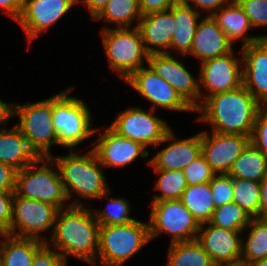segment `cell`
I'll return each instance as SVG.
<instances>
[{"instance_id": "obj_1", "label": "cell", "mask_w": 267, "mask_h": 266, "mask_svg": "<svg viewBox=\"0 0 267 266\" xmlns=\"http://www.w3.org/2000/svg\"><path fill=\"white\" fill-rule=\"evenodd\" d=\"M100 224L90 206H69L57 214L51 238L46 242L68 264L75 258L94 266L97 261Z\"/></svg>"}, {"instance_id": "obj_2", "label": "cell", "mask_w": 267, "mask_h": 266, "mask_svg": "<svg viewBox=\"0 0 267 266\" xmlns=\"http://www.w3.org/2000/svg\"><path fill=\"white\" fill-rule=\"evenodd\" d=\"M262 107L242 85L207 97L195 110V115L200 124H209L210 131L251 138L257 114Z\"/></svg>"}, {"instance_id": "obj_3", "label": "cell", "mask_w": 267, "mask_h": 266, "mask_svg": "<svg viewBox=\"0 0 267 266\" xmlns=\"http://www.w3.org/2000/svg\"><path fill=\"white\" fill-rule=\"evenodd\" d=\"M68 150L65 155H52L71 206H88L86 201L97 200L111 190L105 169L93 149ZM82 152V154L80 153ZM84 153V154H83ZM74 195V196H73ZM76 195V196H75ZM86 200V201H85Z\"/></svg>"}, {"instance_id": "obj_4", "label": "cell", "mask_w": 267, "mask_h": 266, "mask_svg": "<svg viewBox=\"0 0 267 266\" xmlns=\"http://www.w3.org/2000/svg\"><path fill=\"white\" fill-rule=\"evenodd\" d=\"M74 90V86H69L53 95L52 121L58 144L69 150L91 140L97 128L93 127V112L88 104L78 96L70 95Z\"/></svg>"}, {"instance_id": "obj_5", "label": "cell", "mask_w": 267, "mask_h": 266, "mask_svg": "<svg viewBox=\"0 0 267 266\" xmlns=\"http://www.w3.org/2000/svg\"><path fill=\"white\" fill-rule=\"evenodd\" d=\"M150 241L147 221L136 219L123 225L100 226L97 261L94 266H123Z\"/></svg>"}, {"instance_id": "obj_6", "label": "cell", "mask_w": 267, "mask_h": 266, "mask_svg": "<svg viewBox=\"0 0 267 266\" xmlns=\"http://www.w3.org/2000/svg\"><path fill=\"white\" fill-rule=\"evenodd\" d=\"M99 36L107 66L123 83L147 65L149 54L137 27L99 30Z\"/></svg>"}, {"instance_id": "obj_7", "label": "cell", "mask_w": 267, "mask_h": 266, "mask_svg": "<svg viewBox=\"0 0 267 266\" xmlns=\"http://www.w3.org/2000/svg\"><path fill=\"white\" fill-rule=\"evenodd\" d=\"M14 194L47 202L59 209L71 206L58 167L51 157L18 171Z\"/></svg>"}, {"instance_id": "obj_8", "label": "cell", "mask_w": 267, "mask_h": 266, "mask_svg": "<svg viewBox=\"0 0 267 266\" xmlns=\"http://www.w3.org/2000/svg\"><path fill=\"white\" fill-rule=\"evenodd\" d=\"M52 115L53 96L34 103L10 102V119L17 117L14 124L44 157H51V147L59 146Z\"/></svg>"}, {"instance_id": "obj_9", "label": "cell", "mask_w": 267, "mask_h": 266, "mask_svg": "<svg viewBox=\"0 0 267 266\" xmlns=\"http://www.w3.org/2000/svg\"><path fill=\"white\" fill-rule=\"evenodd\" d=\"M148 214L150 239L170 236L169 243L197 240L200 225L180 200L151 202Z\"/></svg>"}, {"instance_id": "obj_10", "label": "cell", "mask_w": 267, "mask_h": 266, "mask_svg": "<svg viewBox=\"0 0 267 266\" xmlns=\"http://www.w3.org/2000/svg\"><path fill=\"white\" fill-rule=\"evenodd\" d=\"M60 209L50 203L14 194L10 228L6 234L47 242L53 233ZM49 233L42 234V233ZM47 235V237H46Z\"/></svg>"}, {"instance_id": "obj_11", "label": "cell", "mask_w": 267, "mask_h": 266, "mask_svg": "<svg viewBox=\"0 0 267 266\" xmlns=\"http://www.w3.org/2000/svg\"><path fill=\"white\" fill-rule=\"evenodd\" d=\"M156 112L151 108L147 110L141 106H127L115 115L108 126L119 136L137 141L147 149H153L172 128L164 118L157 116Z\"/></svg>"}, {"instance_id": "obj_12", "label": "cell", "mask_w": 267, "mask_h": 266, "mask_svg": "<svg viewBox=\"0 0 267 266\" xmlns=\"http://www.w3.org/2000/svg\"><path fill=\"white\" fill-rule=\"evenodd\" d=\"M198 67L196 73L199 74L200 104L211 95L231 91L243 85L241 48L206 60Z\"/></svg>"}, {"instance_id": "obj_13", "label": "cell", "mask_w": 267, "mask_h": 266, "mask_svg": "<svg viewBox=\"0 0 267 266\" xmlns=\"http://www.w3.org/2000/svg\"><path fill=\"white\" fill-rule=\"evenodd\" d=\"M138 96L149 102V108L157 111L195 113L175 88L158 76L148 65L135 71L125 82Z\"/></svg>"}, {"instance_id": "obj_14", "label": "cell", "mask_w": 267, "mask_h": 266, "mask_svg": "<svg viewBox=\"0 0 267 266\" xmlns=\"http://www.w3.org/2000/svg\"><path fill=\"white\" fill-rule=\"evenodd\" d=\"M97 134L98 137H96ZM95 137L96 139L92 140L89 146L95 151L105 170L123 169L133 162L135 163L138 158L144 159V161L147 159L146 165H149L151 154L147 148L137 141L119 136L108 125L102 128L98 126L95 130Z\"/></svg>"}, {"instance_id": "obj_15", "label": "cell", "mask_w": 267, "mask_h": 266, "mask_svg": "<svg viewBox=\"0 0 267 266\" xmlns=\"http://www.w3.org/2000/svg\"><path fill=\"white\" fill-rule=\"evenodd\" d=\"M75 5L77 0H24L22 13L16 23L28 39V50L31 42L59 23Z\"/></svg>"}, {"instance_id": "obj_16", "label": "cell", "mask_w": 267, "mask_h": 266, "mask_svg": "<svg viewBox=\"0 0 267 266\" xmlns=\"http://www.w3.org/2000/svg\"><path fill=\"white\" fill-rule=\"evenodd\" d=\"M178 57V58H177ZM173 54H149L147 65L175 88L182 99L195 111L200 106L199 74L194 75L180 58Z\"/></svg>"}, {"instance_id": "obj_17", "label": "cell", "mask_w": 267, "mask_h": 266, "mask_svg": "<svg viewBox=\"0 0 267 266\" xmlns=\"http://www.w3.org/2000/svg\"><path fill=\"white\" fill-rule=\"evenodd\" d=\"M250 143V137L201 130V154L215 174H228L234 161Z\"/></svg>"}, {"instance_id": "obj_18", "label": "cell", "mask_w": 267, "mask_h": 266, "mask_svg": "<svg viewBox=\"0 0 267 266\" xmlns=\"http://www.w3.org/2000/svg\"><path fill=\"white\" fill-rule=\"evenodd\" d=\"M172 129L173 127L167 132L163 140L153 148L156 149L160 145H164L149 159L148 167L150 166L149 168L152 170H183L201 155V131L186 138H178Z\"/></svg>"}, {"instance_id": "obj_19", "label": "cell", "mask_w": 267, "mask_h": 266, "mask_svg": "<svg viewBox=\"0 0 267 266\" xmlns=\"http://www.w3.org/2000/svg\"><path fill=\"white\" fill-rule=\"evenodd\" d=\"M197 241L216 265L241 262L242 232L219 228L210 223L200 225Z\"/></svg>"}, {"instance_id": "obj_20", "label": "cell", "mask_w": 267, "mask_h": 266, "mask_svg": "<svg viewBox=\"0 0 267 266\" xmlns=\"http://www.w3.org/2000/svg\"><path fill=\"white\" fill-rule=\"evenodd\" d=\"M243 86L262 105L267 106V39L241 48Z\"/></svg>"}, {"instance_id": "obj_21", "label": "cell", "mask_w": 267, "mask_h": 266, "mask_svg": "<svg viewBox=\"0 0 267 266\" xmlns=\"http://www.w3.org/2000/svg\"><path fill=\"white\" fill-rule=\"evenodd\" d=\"M235 48L212 16H203L197 24L191 51L186 57L192 56L200 64L228 54Z\"/></svg>"}, {"instance_id": "obj_22", "label": "cell", "mask_w": 267, "mask_h": 266, "mask_svg": "<svg viewBox=\"0 0 267 266\" xmlns=\"http://www.w3.org/2000/svg\"><path fill=\"white\" fill-rule=\"evenodd\" d=\"M0 126V162L20 171L32 163L41 162L45 157L37 150L29 138L21 133L20 129Z\"/></svg>"}, {"instance_id": "obj_23", "label": "cell", "mask_w": 267, "mask_h": 266, "mask_svg": "<svg viewBox=\"0 0 267 266\" xmlns=\"http://www.w3.org/2000/svg\"><path fill=\"white\" fill-rule=\"evenodd\" d=\"M137 28L148 54L169 52L174 31L173 14L170 10L142 16Z\"/></svg>"}, {"instance_id": "obj_24", "label": "cell", "mask_w": 267, "mask_h": 266, "mask_svg": "<svg viewBox=\"0 0 267 266\" xmlns=\"http://www.w3.org/2000/svg\"><path fill=\"white\" fill-rule=\"evenodd\" d=\"M212 18L233 45L241 42L240 48L262 39V34L254 35L251 32L253 27L249 18L236 0H231L227 5L221 7L212 15ZM249 32L252 35L248 34Z\"/></svg>"}, {"instance_id": "obj_25", "label": "cell", "mask_w": 267, "mask_h": 266, "mask_svg": "<svg viewBox=\"0 0 267 266\" xmlns=\"http://www.w3.org/2000/svg\"><path fill=\"white\" fill-rule=\"evenodd\" d=\"M169 10L173 14L174 31L167 54L187 56L191 51L196 27L202 15L184 1L173 5Z\"/></svg>"}, {"instance_id": "obj_26", "label": "cell", "mask_w": 267, "mask_h": 266, "mask_svg": "<svg viewBox=\"0 0 267 266\" xmlns=\"http://www.w3.org/2000/svg\"><path fill=\"white\" fill-rule=\"evenodd\" d=\"M142 17L138 0H109L104 8L92 19L109 23L104 29L135 28ZM113 26H109V25Z\"/></svg>"}, {"instance_id": "obj_27", "label": "cell", "mask_w": 267, "mask_h": 266, "mask_svg": "<svg viewBox=\"0 0 267 266\" xmlns=\"http://www.w3.org/2000/svg\"><path fill=\"white\" fill-rule=\"evenodd\" d=\"M45 242L6 234L0 245V266H32L36 252Z\"/></svg>"}, {"instance_id": "obj_28", "label": "cell", "mask_w": 267, "mask_h": 266, "mask_svg": "<svg viewBox=\"0 0 267 266\" xmlns=\"http://www.w3.org/2000/svg\"><path fill=\"white\" fill-rule=\"evenodd\" d=\"M228 174L232 178L261 183L267 177V155L250 142L234 161Z\"/></svg>"}, {"instance_id": "obj_29", "label": "cell", "mask_w": 267, "mask_h": 266, "mask_svg": "<svg viewBox=\"0 0 267 266\" xmlns=\"http://www.w3.org/2000/svg\"><path fill=\"white\" fill-rule=\"evenodd\" d=\"M179 200L199 225L210 222L215 210L210 182L188 185Z\"/></svg>"}, {"instance_id": "obj_30", "label": "cell", "mask_w": 267, "mask_h": 266, "mask_svg": "<svg viewBox=\"0 0 267 266\" xmlns=\"http://www.w3.org/2000/svg\"><path fill=\"white\" fill-rule=\"evenodd\" d=\"M266 257L267 219L252 218L249 226L242 232L241 262L249 266L253 262Z\"/></svg>"}, {"instance_id": "obj_31", "label": "cell", "mask_w": 267, "mask_h": 266, "mask_svg": "<svg viewBox=\"0 0 267 266\" xmlns=\"http://www.w3.org/2000/svg\"><path fill=\"white\" fill-rule=\"evenodd\" d=\"M166 256L165 266H216L197 240L169 244Z\"/></svg>"}, {"instance_id": "obj_32", "label": "cell", "mask_w": 267, "mask_h": 266, "mask_svg": "<svg viewBox=\"0 0 267 266\" xmlns=\"http://www.w3.org/2000/svg\"><path fill=\"white\" fill-rule=\"evenodd\" d=\"M111 190L103 194L97 200H107L105 208L98 209L90 207L94 213L95 219L103 225H123L135 221L137 217H132L131 214V203L124 197H111Z\"/></svg>"}, {"instance_id": "obj_33", "label": "cell", "mask_w": 267, "mask_h": 266, "mask_svg": "<svg viewBox=\"0 0 267 266\" xmlns=\"http://www.w3.org/2000/svg\"><path fill=\"white\" fill-rule=\"evenodd\" d=\"M157 175L153 190L156 194L150 202L179 200L188 184L183 170H153ZM160 192V193H159Z\"/></svg>"}, {"instance_id": "obj_34", "label": "cell", "mask_w": 267, "mask_h": 266, "mask_svg": "<svg viewBox=\"0 0 267 266\" xmlns=\"http://www.w3.org/2000/svg\"><path fill=\"white\" fill-rule=\"evenodd\" d=\"M260 182L233 178V202L252 218H260Z\"/></svg>"}, {"instance_id": "obj_35", "label": "cell", "mask_w": 267, "mask_h": 266, "mask_svg": "<svg viewBox=\"0 0 267 266\" xmlns=\"http://www.w3.org/2000/svg\"><path fill=\"white\" fill-rule=\"evenodd\" d=\"M251 220L252 217L232 201L215 208L209 223L219 228L243 232Z\"/></svg>"}, {"instance_id": "obj_36", "label": "cell", "mask_w": 267, "mask_h": 266, "mask_svg": "<svg viewBox=\"0 0 267 266\" xmlns=\"http://www.w3.org/2000/svg\"><path fill=\"white\" fill-rule=\"evenodd\" d=\"M248 16L254 31L267 29V0H236ZM267 39V33L262 35Z\"/></svg>"}, {"instance_id": "obj_37", "label": "cell", "mask_w": 267, "mask_h": 266, "mask_svg": "<svg viewBox=\"0 0 267 266\" xmlns=\"http://www.w3.org/2000/svg\"><path fill=\"white\" fill-rule=\"evenodd\" d=\"M215 208L233 201V178L229 174H216L210 181Z\"/></svg>"}, {"instance_id": "obj_38", "label": "cell", "mask_w": 267, "mask_h": 266, "mask_svg": "<svg viewBox=\"0 0 267 266\" xmlns=\"http://www.w3.org/2000/svg\"><path fill=\"white\" fill-rule=\"evenodd\" d=\"M183 172L188 185L208 183L216 175L202 154L185 167Z\"/></svg>"}, {"instance_id": "obj_39", "label": "cell", "mask_w": 267, "mask_h": 266, "mask_svg": "<svg viewBox=\"0 0 267 266\" xmlns=\"http://www.w3.org/2000/svg\"><path fill=\"white\" fill-rule=\"evenodd\" d=\"M250 142L267 155V106H263L257 114Z\"/></svg>"}, {"instance_id": "obj_40", "label": "cell", "mask_w": 267, "mask_h": 266, "mask_svg": "<svg viewBox=\"0 0 267 266\" xmlns=\"http://www.w3.org/2000/svg\"><path fill=\"white\" fill-rule=\"evenodd\" d=\"M63 256L45 243L35 254L32 266H67Z\"/></svg>"}, {"instance_id": "obj_41", "label": "cell", "mask_w": 267, "mask_h": 266, "mask_svg": "<svg viewBox=\"0 0 267 266\" xmlns=\"http://www.w3.org/2000/svg\"><path fill=\"white\" fill-rule=\"evenodd\" d=\"M188 6L193 7L202 16H212L221 7L231 0H183Z\"/></svg>"}, {"instance_id": "obj_42", "label": "cell", "mask_w": 267, "mask_h": 266, "mask_svg": "<svg viewBox=\"0 0 267 266\" xmlns=\"http://www.w3.org/2000/svg\"><path fill=\"white\" fill-rule=\"evenodd\" d=\"M14 193L0 190V227L7 231L11 225Z\"/></svg>"}, {"instance_id": "obj_43", "label": "cell", "mask_w": 267, "mask_h": 266, "mask_svg": "<svg viewBox=\"0 0 267 266\" xmlns=\"http://www.w3.org/2000/svg\"><path fill=\"white\" fill-rule=\"evenodd\" d=\"M139 8L142 16L169 10L173 5H176L183 0H138Z\"/></svg>"}, {"instance_id": "obj_44", "label": "cell", "mask_w": 267, "mask_h": 266, "mask_svg": "<svg viewBox=\"0 0 267 266\" xmlns=\"http://www.w3.org/2000/svg\"><path fill=\"white\" fill-rule=\"evenodd\" d=\"M17 172L14 167L0 162V190L14 193Z\"/></svg>"}, {"instance_id": "obj_45", "label": "cell", "mask_w": 267, "mask_h": 266, "mask_svg": "<svg viewBox=\"0 0 267 266\" xmlns=\"http://www.w3.org/2000/svg\"><path fill=\"white\" fill-rule=\"evenodd\" d=\"M24 0H0V11L15 22L19 19Z\"/></svg>"}, {"instance_id": "obj_46", "label": "cell", "mask_w": 267, "mask_h": 266, "mask_svg": "<svg viewBox=\"0 0 267 266\" xmlns=\"http://www.w3.org/2000/svg\"><path fill=\"white\" fill-rule=\"evenodd\" d=\"M109 0H77V5L85 7L91 20L104 8Z\"/></svg>"}, {"instance_id": "obj_47", "label": "cell", "mask_w": 267, "mask_h": 266, "mask_svg": "<svg viewBox=\"0 0 267 266\" xmlns=\"http://www.w3.org/2000/svg\"><path fill=\"white\" fill-rule=\"evenodd\" d=\"M260 218L267 219V177L260 185Z\"/></svg>"}, {"instance_id": "obj_48", "label": "cell", "mask_w": 267, "mask_h": 266, "mask_svg": "<svg viewBox=\"0 0 267 266\" xmlns=\"http://www.w3.org/2000/svg\"><path fill=\"white\" fill-rule=\"evenodd\" d=\"M10 120V102L0 99V126Z\"/></svg>"}, {"instance_id": "obj_49", "label": "cell", "mask_w": 267, "mask_h": 266, "mask_svg": "<svg viewBox=\"0 0 267 266\" xmlns=\"http://www.w3.org/2000/svg\"><path fill=\"white\" fill-rule=\"evenodd\" d=\"M249 266H267V257L264 259L257 260L250 264Z\"/></svg>"}, {"instance_id": "obj_50", "label": "cell", "mask_w": 267, "mask_h": 266, "mask_svg": "<svg viewBox=\"0 0 267 266\" xmlns=\"http://www.w3.org/2000/svg\"><path fill=\"white\" fill-rule=\"evenodd\" d=\"M216 266H247L245 263H236V264H226V265H216Z\"/></svg>"}, {"instance_id": "obj_51", "label": "cell", "mask_w": 267, "mask_h": 266, "mask_svg": "<svg viewBox=\"0 0 267 266\" xmlns=\"http://www.w3.org/2000/svg\"><path fill=\"white\" fill-rule=\"evenodd\" d=\"M6 235V231H4L1 227H0V245L2 242L3 237Z\"/></svg>"}]
</instances>
